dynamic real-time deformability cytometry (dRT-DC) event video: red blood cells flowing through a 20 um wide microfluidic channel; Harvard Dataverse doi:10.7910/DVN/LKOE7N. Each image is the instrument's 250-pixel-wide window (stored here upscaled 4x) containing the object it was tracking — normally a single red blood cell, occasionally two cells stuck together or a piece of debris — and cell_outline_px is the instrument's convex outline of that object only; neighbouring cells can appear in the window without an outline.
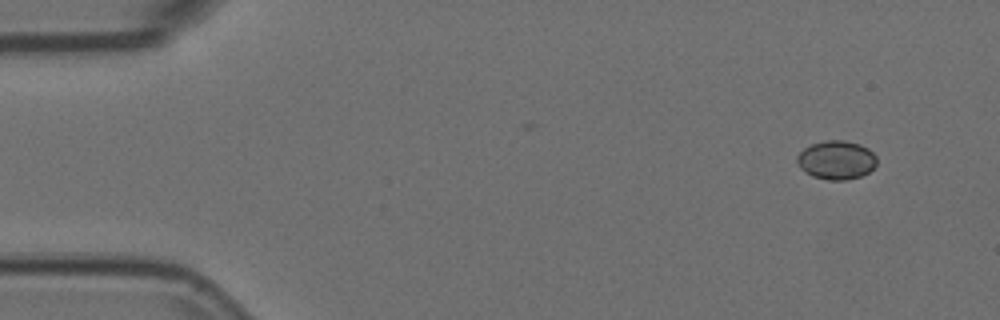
{"species": "Egyptian fruit bat (a non-hibernating species)", "species_latin": "Rousettus aegyptiacus", "temperature_condition": "room temperature", "stored_images_in_passage": 45, "camera_frame_rate_fps": 3000, "um_per_image_px": 0.085, "animal": {"sex": "female"}, "frame": {"image": 1, "passage_image": 1, "time_ms": 0.0, "image_size_px": [1000, 320], "cell_outline_px": [[876, 164], [868, 172], [860, 176], [844, 180], [828, 180], [812, 176], [804, 172], [800, 168], [796, 160], [796, 156], [804, 148], [812, 144], [824, 140], [844, 140], [860, 144], [868, 148], [876, 156]], "centroid_in_image_um": [71.07, 13.59], "position_along_channel_um": 13.9, "area_um2": 18.03}}
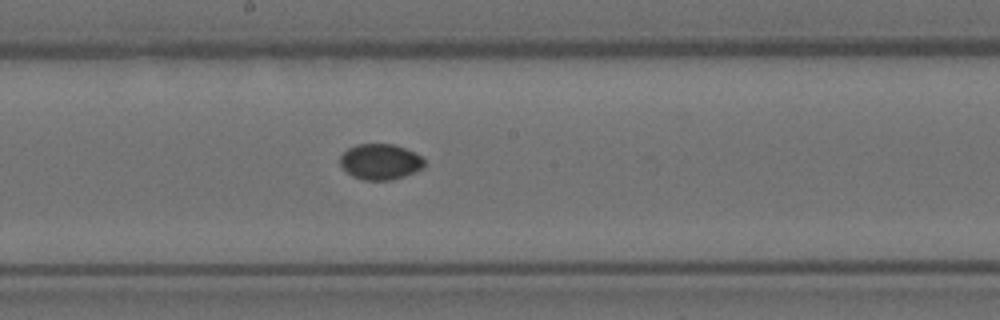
{"frame": {"image": 2, "passage_image": 26, "time_ms": 8.333, "image_size_px": [1000, 320], "cell_outline_px": [[424, 164], [420, 168], [404, 176], [388, 180], [364, 180], [352, 176], [340, 164], [340, 156], [348, 148], [356, 144], [392, 144], [404, 148], [420, 156], [424, 160]], "centroid_in_image_um": [32.28, 13.74], "position_along_channel_um": 215.9, "area_um2": 17.17}}
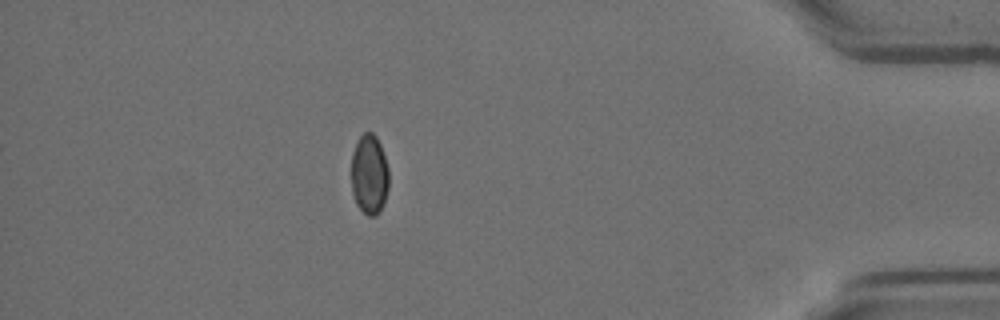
{"frame": {"image": 3, "passage_image": 45, "time_ms": 14.667, "image_size_px": [1000, 320], "cell_outline_px": [[388, 188], [380, 212], [376, 216], [368, 216], [356, 204], [352, 192], [352, 152], [360, 136], [364, 132], [372, 132], [376, 136], [380, 144], [388, 168]], "centroid_in_image_um": [31.39, 14.83], "position_along_channel_um": 403.8, "area_um2": 17.4}}